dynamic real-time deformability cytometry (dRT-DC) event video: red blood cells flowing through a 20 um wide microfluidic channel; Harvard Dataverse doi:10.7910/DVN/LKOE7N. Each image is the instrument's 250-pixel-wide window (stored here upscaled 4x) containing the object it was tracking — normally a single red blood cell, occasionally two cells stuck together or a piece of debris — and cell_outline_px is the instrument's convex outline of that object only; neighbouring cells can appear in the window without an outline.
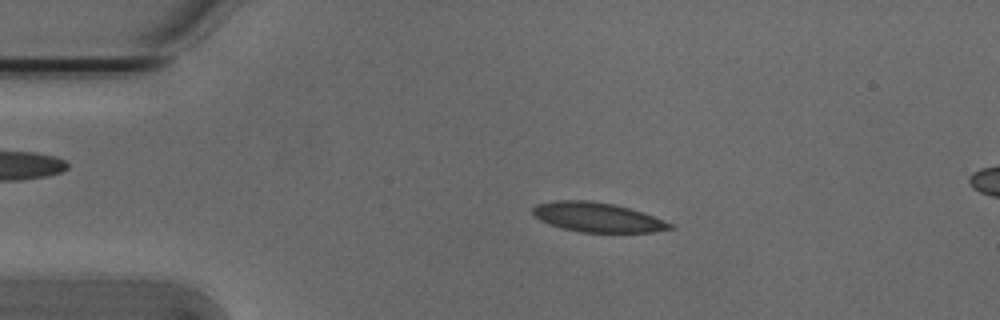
{"species": "Egyptian fruit bat (a non-hibernating species)", "species_latin": "Rousettus aegyptiacus", "temperature_condition": "cold", "stored_images_in_passage": 5, "segment_of_instrument_passage": [1, 2], "camera_frame_rate_fps": 3000, "um_per_image_px": 0.085, "animal": {"sex": "male"}, "frame": {"image": 1, "passage_image": 3, "time_ms": 0.667, "image_size_px": [1000, 320], "cell_outline_px": [[676, 228], [652, 232], [580, 232], [564, 228], [540, 220], [532, 212], [532, 208], [536, 204], [556, 200], [588, 200], [612, 204], [644, 212], [664, 220], [672, 224]], "centroid_in_image_um": [50.81, 18.46], "position_along_channel_um": 34.2, "area_um2": 23.41}}